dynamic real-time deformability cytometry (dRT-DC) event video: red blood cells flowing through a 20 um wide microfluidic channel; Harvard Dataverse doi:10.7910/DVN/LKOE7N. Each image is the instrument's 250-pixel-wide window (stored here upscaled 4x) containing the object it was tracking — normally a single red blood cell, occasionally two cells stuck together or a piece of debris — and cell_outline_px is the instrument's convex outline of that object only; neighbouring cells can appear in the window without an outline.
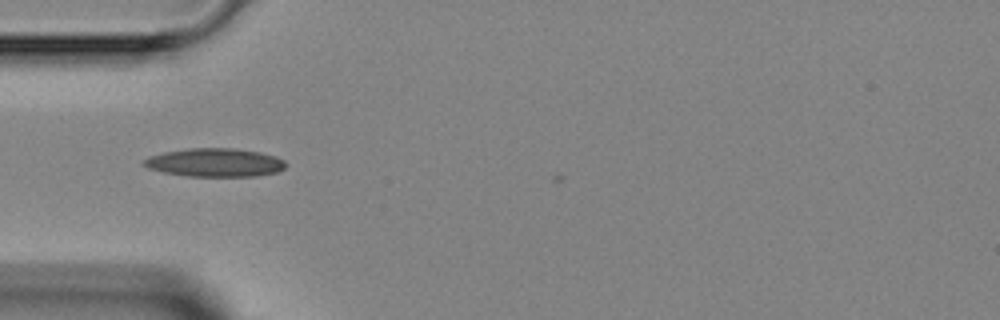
{"species": "Egyptian fruit bat (a non-hibernating species)", "species_latin": "Rousettus aegyptiacus", "temperature_condition": "room temperature", "stored_images_in_passage": 4, "camera_frame_rate_fps": 3000, "um_per_image_px": 0.085, "animal": {"sex": "female"}, "frame": {"image": 1, "passage_image": 4, "time_ms": 3.333, "image_size_px": [1000, 320], "cell_outline_px": [[288, 164], [284, 168], [276, 172], [256, 176], [188, 176], [164, 172], [148, 168], [144, 164], [144, 160], [148, 156], [164, 152], [188, 148], [232, 148], [260, 152], [276, 156], [284, 160]], "centroid_in_image_um": [18.29, 13.81], "position_along_channel_um": 66.7, "area_um2": 23.47}}